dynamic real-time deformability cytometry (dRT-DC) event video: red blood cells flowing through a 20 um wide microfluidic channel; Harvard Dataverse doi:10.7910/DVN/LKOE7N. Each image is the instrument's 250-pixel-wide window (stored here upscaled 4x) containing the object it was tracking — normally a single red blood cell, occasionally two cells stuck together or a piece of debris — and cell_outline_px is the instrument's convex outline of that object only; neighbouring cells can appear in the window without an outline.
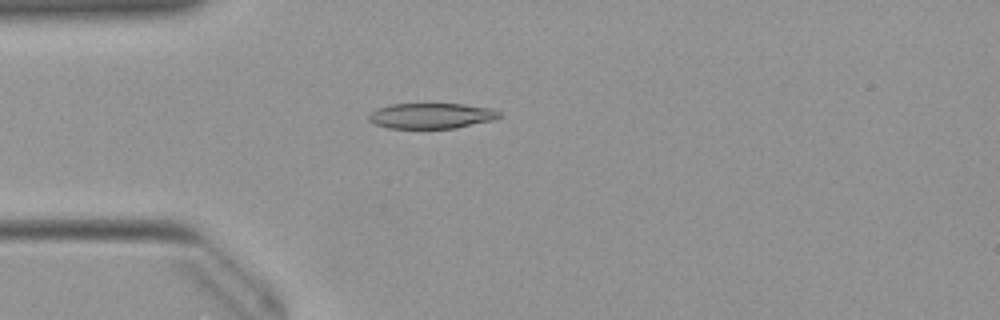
{"species": "Egyptian fruit bat (a non-hibernating species)", "species_latin": "Rousettus aegyptiacus", "temperature_condition": "warm", "stored_images_in_passage": 39, "camera_frame_rate_fps": 3000, "um_per_image_px": 0.085, "animal": {"sex": "female"}, "frame": {"image": 1, "passage_image": 2, "time_ms": 0.333, "image_size_px": [1000, 320], "cell_outline_px": [[500, 116], [492, 120], [456, 128], [388, 128], [376, 124], [368, 120], [368, 116], [376, 108], [392, 104], [464, 104], [492, 108], [500, 112]], "centroid_in_image_um": [36.66, 9.84], "position_along_channel_um": 48.3, "area_um2": 19.31}}
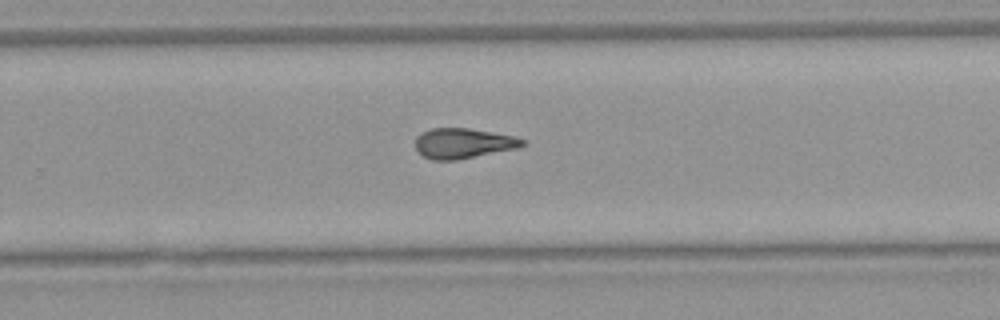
{"frame": {"image": 2, "passage_image": 21, "time_ms": 6.667, "image_size_px": [1000, 320], "cell_outline_px": [[528, 144], [520, 148], [456, 160], [432, 160], [424, 156], [416, 148], [416, 136], [420, 132], [432, 128], [468, 128], [512, 136], [524, 140]], "centroid_in_image_um": [39.38, 12.18], "position_along_channel_um": 290.4, "area_um2": 18.84}}
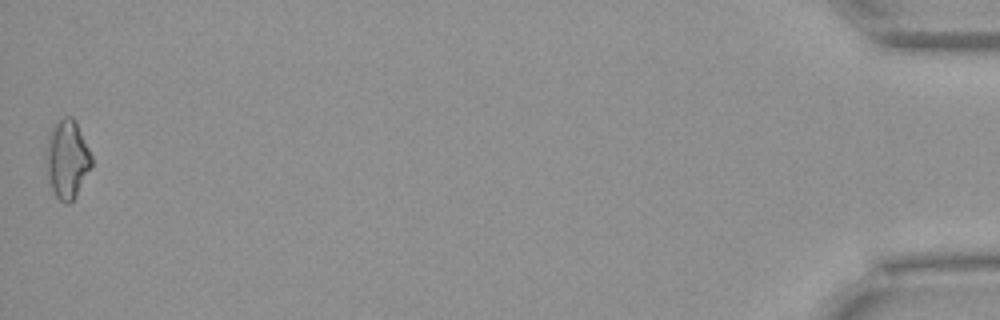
{"frame": {"image": 3, "passage_image": 39, "time_ms": 12.667, "image_size_px": [1000, 320], "cell_outline_px": [[92, 168], [76, 196], [68, 204], [64, 204], [56, 196], [48, 180], [48, 132], [52, 124], [64, 116], [72, 116], [76, 120], [92, 156]], "centroid_in_image_um": [5.74, 13.5], "position_along_channel_um": 429.5, "area_um2": 20.75}, "authors_computed_cell_mechanics": {"area_um2": 18.8428, "velocity_mm_per_s": 3.9948, "shape_relaxation_time_tau1_ms": 8.3305, "shape_relaxation_time_tau2_ms": 2.881, "deformation_change_tau1": 0.2127, "deformation_change_tau2": 0.1163}}